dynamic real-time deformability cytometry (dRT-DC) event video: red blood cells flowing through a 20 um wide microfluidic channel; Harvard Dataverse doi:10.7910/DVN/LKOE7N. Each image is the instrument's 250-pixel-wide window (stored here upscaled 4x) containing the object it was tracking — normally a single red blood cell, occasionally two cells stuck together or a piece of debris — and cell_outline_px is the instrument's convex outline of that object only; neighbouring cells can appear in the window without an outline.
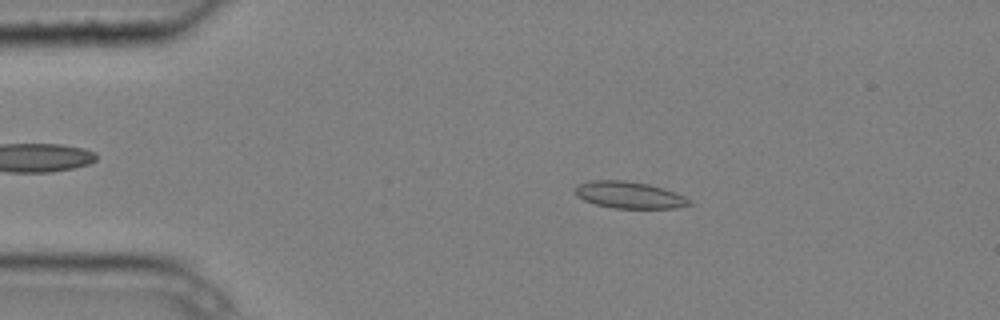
{"species": "common noctule bat (a hibernating species)", "species_latin": "Nyctalus noctula", "temperature_condition": "cold", "stored_images_in_passage": 5, "camera_frame_rate_fps": 3000, "um_per_image_px": 0.085, "animal": {"sex": "male", "body_mass_g": 20.4}, "frame": {"image": 1, "passage_image": 3, "time_ms": 0.667, "image_size_px": [1000, 320], "cell_outline_px": [[696, 204], [676, 208], [612, 208], [596, 204], [584, 200], [576, 196], [576, 184], [588, 180], [624, 180], [648, 184], [676, 192], [692, 200]], "centroid_in_image_um": [53.52, 16.57], "position_along_channel_um": 31.5, "area_um2": 18.03}}
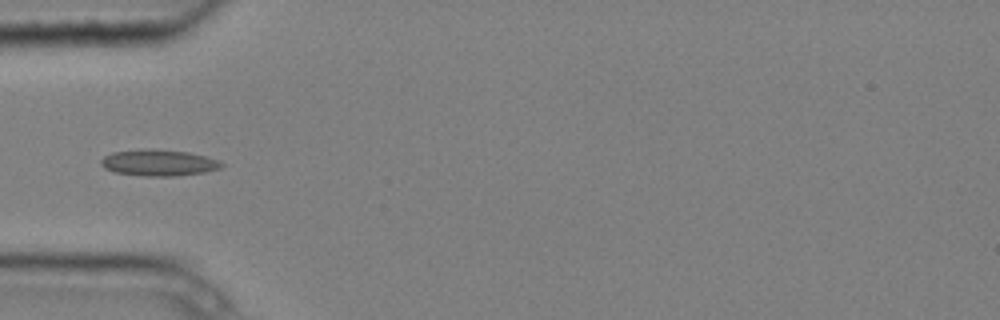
{"frame": {"image": 2, "passage_image": 5, "time_ms": 1.333, "image_size_px": [1000, 320], "cell_outline_px": [[224, 164], [220, 168], [204, 172], [176, 176], [144, 176], [116, 172], [104, 168], [100, 164], [100, 160], [104, 156], [112, 152], [144, 148], [188, 152], [220, 160]], "centroid_in_image_um": [13.47, 13.83], "position_along_channel_um": 71.5, "area_um2": 18.5}}